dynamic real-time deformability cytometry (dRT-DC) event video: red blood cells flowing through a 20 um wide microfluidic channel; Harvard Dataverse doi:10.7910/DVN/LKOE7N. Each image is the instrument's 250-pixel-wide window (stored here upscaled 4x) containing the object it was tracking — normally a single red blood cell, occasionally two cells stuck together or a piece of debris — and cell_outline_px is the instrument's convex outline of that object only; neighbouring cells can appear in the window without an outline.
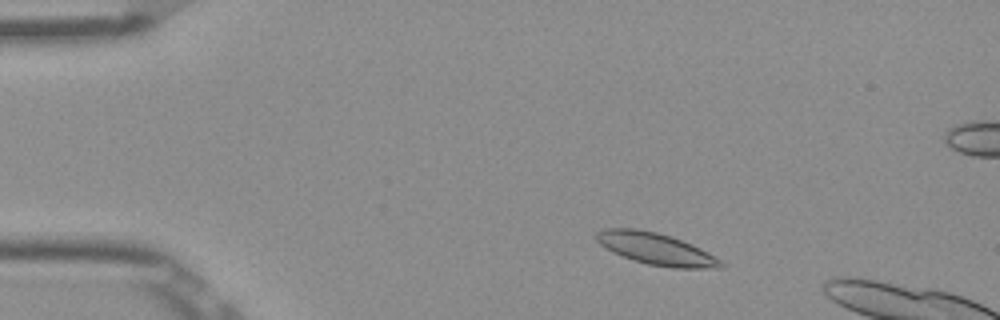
{"species": "Egyptian fruit bat (a non-hibernating species)", "species_latin": "Rousettus aegyptiacus", "temperature_condition": "room temperature", "stored_images_in_passage": 12, "camera_frame_rate_fps": 3000, "um_per_image_px": 0.085, "frame": {"image": 1, "passage_image": 6, "time_ms": 1.667, "image_size_px": [1000, 320], "cell_outline_px": [[728, 264], [724, 268], [672, 268], [648, 264], [632, 260], [612, 252], [600, 244], [596, 240], [596, 232], [604, 228], [636, 228], [656, 232], [672, 236], [692, 244], [716, 256]], "centroid_in_image_um": [55.81, 21.16], "position_along_channel_um": 29.2, "area_um2": 23.41}}